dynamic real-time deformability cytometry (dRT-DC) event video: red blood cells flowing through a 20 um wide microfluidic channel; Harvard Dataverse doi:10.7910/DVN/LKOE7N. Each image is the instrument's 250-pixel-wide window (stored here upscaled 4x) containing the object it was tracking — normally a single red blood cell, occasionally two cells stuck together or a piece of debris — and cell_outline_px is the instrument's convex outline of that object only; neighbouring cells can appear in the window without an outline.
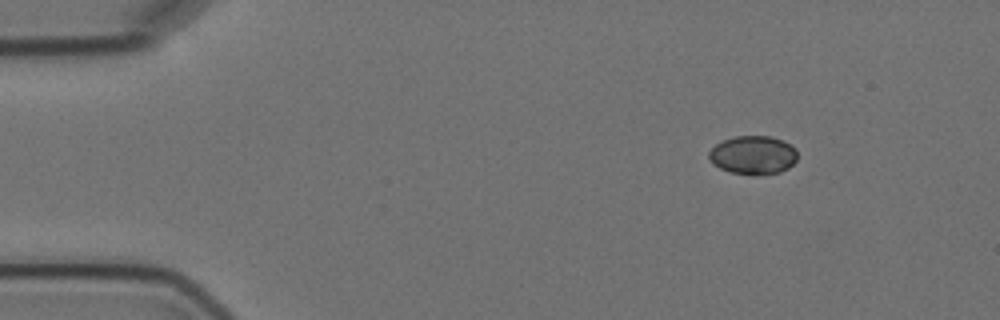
{"species": "Egyptian fruit bat (a non-hibernating species)", "species_latin": "Rousettus aegyptiacus", "temperature_condition": "cold", "stored_images_in_passage": 4, "camera_frame_rate_fps": 3000, "um_per_image_px": 0.085, "animal": {"sex": "female"}, "frame": {"image": 1, "passage_image": 1, "time_ms": 0.0, "image_size_px": [1000, 320], "cell_outline_px": [[796, 160], [788, 168], [780, 172], [732, 172], [720, 168], [708, 156], [708, 152], [716, 144], [724, 140], [736, 136], [772, 136], [784, 140], [792, 144], [796, 148]], "centroid_in_image_um": [64.05, 13.12], "position_along_channel_um": 20.9, "area_um2": 19.25}}
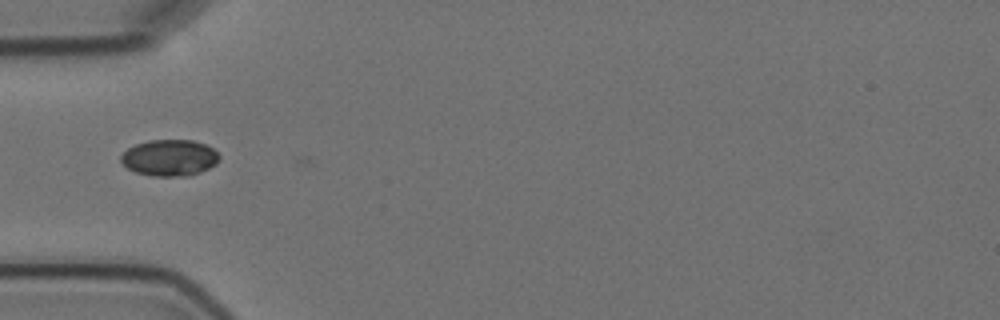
{"frame": {"image": 2, "passage_image": 4, "time_ms": 3.667, "image_size_px": [1000, 320], "cell_outline_px": [[220, 160], [216, 164], [200, 172], [188, 176], [152, 176], [136, 172], [128, 168], [120, 160], [120, 156], [128, 148], [136, 144], [152, 140], [192, 140], [204, 144], [212, 148], [220, 156]], "centroid_in_image_um": [14.42, 13.41], "position_along_channel_um": 70.6, "area_um2": 20.75}}